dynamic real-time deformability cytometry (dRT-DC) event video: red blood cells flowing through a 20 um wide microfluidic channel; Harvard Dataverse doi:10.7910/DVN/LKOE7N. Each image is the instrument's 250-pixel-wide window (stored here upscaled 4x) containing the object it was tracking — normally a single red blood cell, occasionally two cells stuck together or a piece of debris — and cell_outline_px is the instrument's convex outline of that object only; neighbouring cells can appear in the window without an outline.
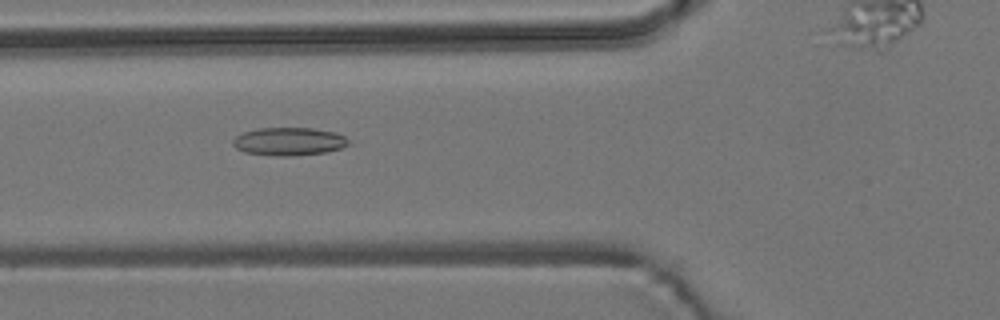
{"species": "common noctule bat (a hibernating species)", "species_latin": "Nyctalus noctula", "temperature_condition": "room temperature", "stored_images_in_passage": 8, "segment_of_instrument_passage": [1, 2], "camera_frame_rate_fps": 3000, "um_per_image_px": 0.085, "animal": {"sex": "male", "body_mass_g": 19.2, "forearm_length_mm": 51.8}, "frame": {"image": 1, "passage_image": 6, "time_ms": 5.667, "image_size_px": [1000, 320], "cell_outline_px": [[352, 144], [340, 148], [324, 152], [288, 156], [280, 156], [244, 152], [236, 148], [232, 144], [232, 140], [236, 136], [244, 132], [256, 128], [312, 128], [336, 132], [344, 136]], "centroid_in_image_um": [24.56, 12.01], "position_along_channel_um": 101.2, "area_um2": 18.84}}
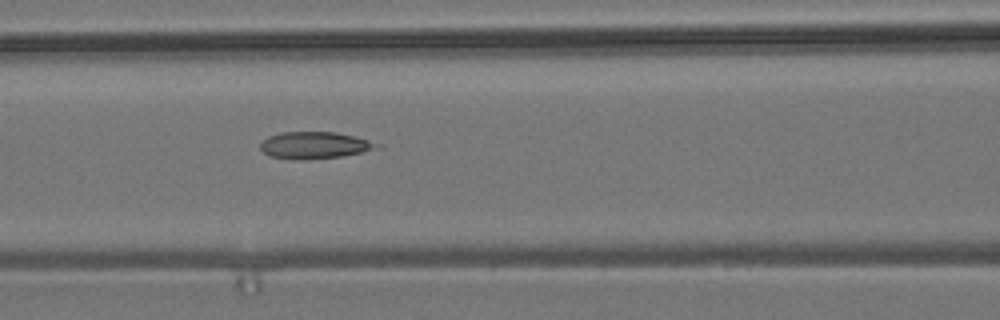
{"frame": {"image": 2, "passage_image": 7, "time_ms": 6.667, "image_size_px": [1000, 320], "cell_outline_px": [[384, 148], [340, 156], [308, 160], [300, 160], [272, 156], [264, 152], [260, 148], [260, 144], [268, 136], [280, 132], [336, 132], [384, 144]], "centroid_in_image_um": [26.81, 12.34], "position_along_channel_um": 139.8, "area_um2": 18.32}}